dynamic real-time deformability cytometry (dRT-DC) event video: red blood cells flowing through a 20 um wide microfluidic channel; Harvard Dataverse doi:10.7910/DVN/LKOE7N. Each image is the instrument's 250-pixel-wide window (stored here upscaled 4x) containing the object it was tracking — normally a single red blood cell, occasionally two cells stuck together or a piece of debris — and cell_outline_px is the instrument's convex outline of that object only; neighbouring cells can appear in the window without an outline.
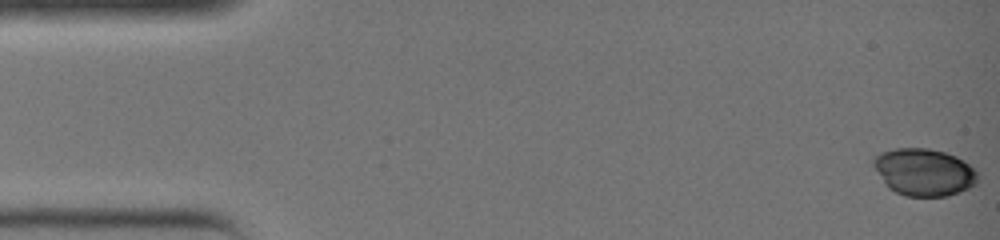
{"species": "common noctule bat (a hibernating species)", "species_latin": "Nyctalus noctula", "temperature_condition": "warm", "stored_images_in_passage": 10, "camera_frame_rate_fps": 3000, "um_per_image_px": 0.085, "animal": {"sex": "female", "body_mass_g": 19.0, "forearm_length_mm": 51.5}, "frame": {"image": 1, "passage_image": 1, "time_ms": 0.0, "image_size_px": [1000, 240], "cell_outline_px": [[976, 184], [960, 192], [948, 196], [904, 196], [888, 188], [872, 164], [872, 160], [880, 152], [896, 148], [928, 148], [944, 152], [956, 156], [964, 160], [976, 172]], "centroid_in_image_um": [78.52, 14.63], "position_along_channel_um": 6.5, "area_um2": 28.61}}
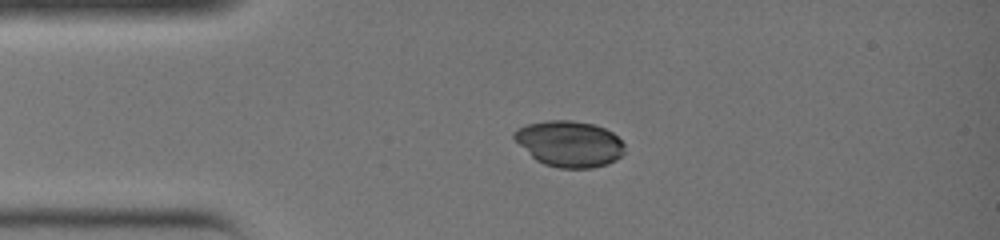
{"frame": {"image": 2, "passage_image": 6, "time_ms": 1.667, "image_size_px": [1000, 240], "cell_outline_px": [[624, 152], [616, 160], [608, 164], [592, 168], [560, 168], [544, 164], [536, 160], [512, 136], [512, 132], [516, 128], [528, 124], [548, 120], [572, 120], [592, 124], [604, 128], [612, 132], [624, 144]], "centroid_in_image_um": [48.4, 12.22], "position_along_channel_um": 36.6, "area_um2": 29.48}}
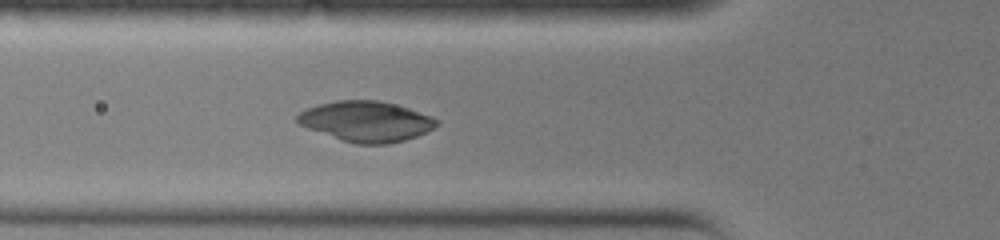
{"frame": {"image": 3, "passage_image": 10, "time_ms": 3.0, "image_size_px": [1000, 240], "cell_outline_px": [[440, 124], [416, 136], [404, 140], [388, 144], [356, 144], [340, 140], [308, 128], [300, 124], [296, 120], [296, 116], [300, 112], [308, 108], [320, 104], [336, 100], [380, 100], [408, 108], [432, 116], [440, 120]], "centroid_in_image_um": [31.13, 10.32], "position_along_channel_um": 94.7, "area_um2": 32.71}}